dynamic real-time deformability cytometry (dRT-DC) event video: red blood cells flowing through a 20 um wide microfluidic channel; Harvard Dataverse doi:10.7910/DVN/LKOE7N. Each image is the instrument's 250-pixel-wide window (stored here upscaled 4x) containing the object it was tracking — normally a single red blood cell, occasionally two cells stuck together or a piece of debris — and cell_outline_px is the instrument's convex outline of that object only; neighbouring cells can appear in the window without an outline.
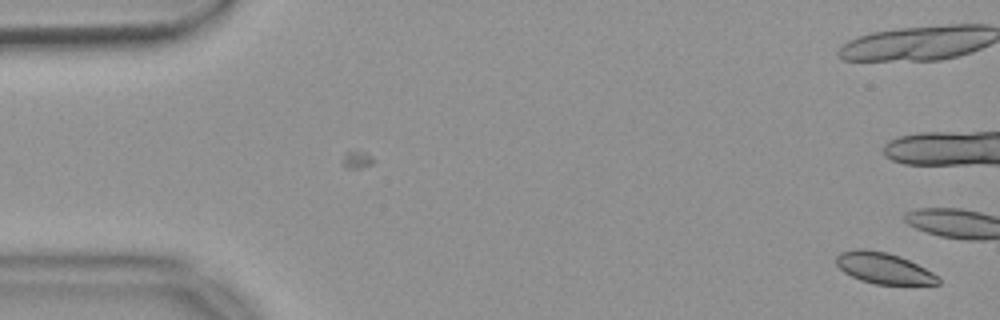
{"species": "common noctule bat (a hibernating species)", "species_latin": "Nyctalus noctula", "temperature_condition": "warm", "stored_images_in_passage": 14, "camera_frame_rate_fps": 3000, "um_per_image_px": 0.085, "animal": {"sex": "female", "body_mass_g": 18.4}, "frame": {"image": 1, "passage_image": 1, "time_ms": 0.0, "image_size_px": [1000, 320], "cell_outline_px": [[940, 284], [876, 284], [860, 280], [844, 272], [836, 264], [836, 256], [840, 252], [856, 248], [864, 248], [888, 252], [900, 256], [940, 276]], "centroid_in_image_um": [75.1, 22.78], "position_along_channel_um": 9.9, "area_um2": 18.5}}